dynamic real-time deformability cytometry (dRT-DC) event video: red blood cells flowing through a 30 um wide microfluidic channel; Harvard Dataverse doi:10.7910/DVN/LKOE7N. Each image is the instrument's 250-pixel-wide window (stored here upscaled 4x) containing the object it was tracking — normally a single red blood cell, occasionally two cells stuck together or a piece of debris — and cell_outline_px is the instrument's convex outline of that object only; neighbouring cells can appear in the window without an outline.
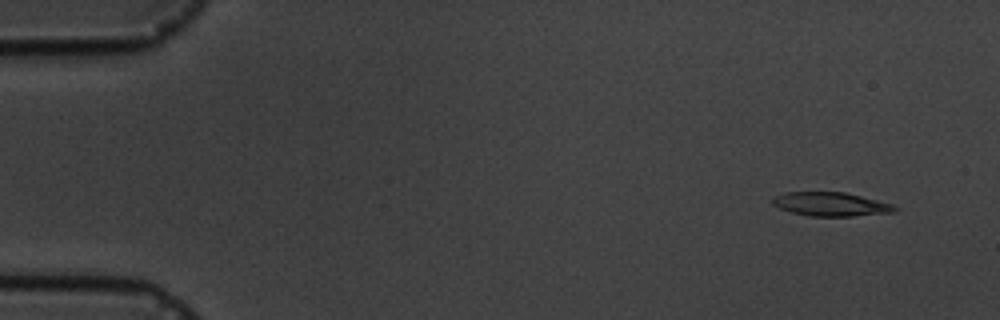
{"species": "common noctule bat (a hibernating species)", "species_latin": "Nyctalus noctula", "temperature_condition": "cold", "stored_images_in_passage": 7, "camera_frame_rate_fps": 3000, "um_per_image_px": 0.085, "animal": {"sex": "male", "body_mass_g": 19.5, "forearm_length_mm": 54.6}, "frame": {"image": 1, "passage_image": 2, "time_ms": 1.0, "image_size_px": [1000, 320], "cell_outline_px": [[900, 208], [896, 212], [852, 216], [808, 216], [792, 212], [780, 208], [772, 204], [772, 196], [784, 192], [844, 192], [892, 204]], "centroid_in_image_um": [70.6, 17.36], "position_along_channel_um": 14.4, "area_um2": 16.99}}
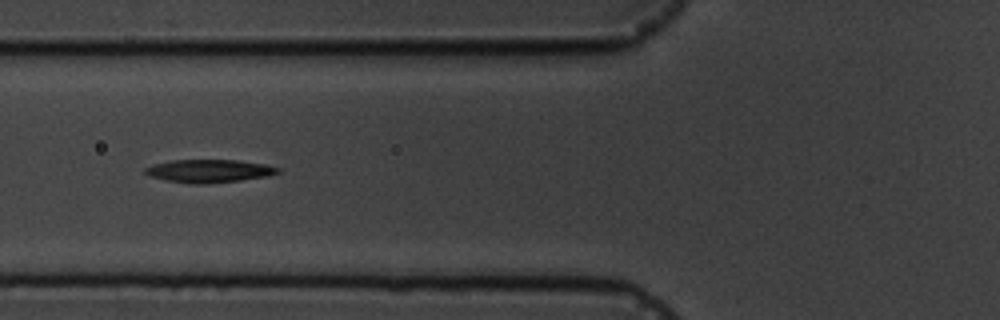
{"frame": {"image": 2, "passage_image": 6, "time_ms": 6.667, "image_size_px": [1000, 320], "cell_outline_px": [[280, 172], [268, 176], [240, 180], [204, 184], [192, 184], [164, 180], [148, 176], [144, 172], [144, 168], [152, 164], [172, 160], [236, 160], [264, 164], [280, 168]], "centroid_in_image_um": [17.72, 14.53], "position_along_channel_um": 108.1, "area_um2": 17.86}}
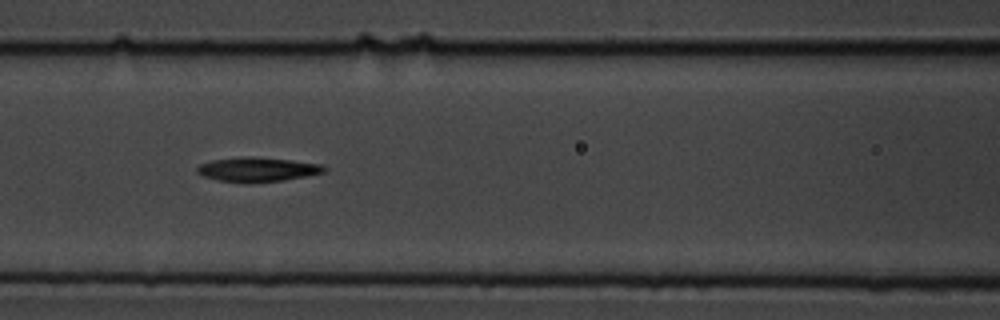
{"frame": {"image": 3, "passage_image": 7, "time_ms": 7.667, "image_size_px": [1000, 320], "cell_outline_px": [[328, 168], [324, 172], [284, 180], [248, 184], [244, 184], [220, 180], [204, 176], [196, 172], [196, 168], [200, 164], [212, 160], [244, 156], [252, 156], [288, 160], [320, 164]], "centroid_in_image_um": [21.84, 14.41], "position_along_channel_um": 144.8, "area_um2": 18.09}}